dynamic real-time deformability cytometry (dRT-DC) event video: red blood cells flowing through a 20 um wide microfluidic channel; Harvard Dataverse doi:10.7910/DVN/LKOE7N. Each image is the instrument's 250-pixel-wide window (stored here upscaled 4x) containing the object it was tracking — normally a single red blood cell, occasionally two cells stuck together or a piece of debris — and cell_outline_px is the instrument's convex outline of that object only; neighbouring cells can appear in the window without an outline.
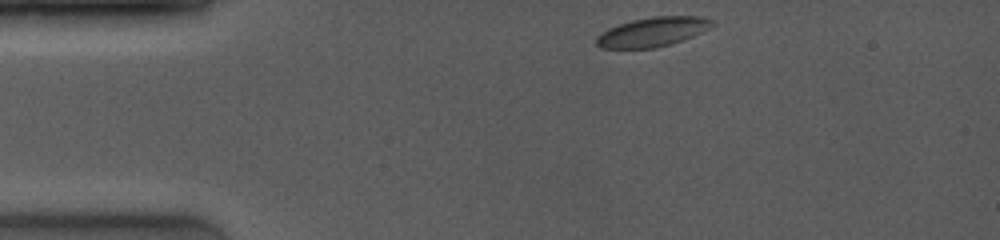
{"species": "common noctule bat (a hibernating species)", "species_latin": "Nyctalus noctula", "temperature_condition": "room temperature", "stored_images_in_passage": 3, "camera_frame_rate_fps": 4000, "um_per_image_px": 0.085, "animal": {"sex": "female", "body_mass_g": 19.0, "forearm_length_mm": 53.3}, "frame": {"image": 1, "passage_image": 1, "time_ms": 0.0, "image_size_px": [1000, 240], "cell_outline_px": [[716, 24], [692, 36], [672, 44], [652, 48], [600, 48], [596, 44], [596, 36], [600, 32], [608, 28], [632, 20], [652, 16], [700, 16], [716, 20]], "centroid_in_image_um": [55.47, 2.7], "position_along_channel_um": 29.5, "area_um2": 19.88}}